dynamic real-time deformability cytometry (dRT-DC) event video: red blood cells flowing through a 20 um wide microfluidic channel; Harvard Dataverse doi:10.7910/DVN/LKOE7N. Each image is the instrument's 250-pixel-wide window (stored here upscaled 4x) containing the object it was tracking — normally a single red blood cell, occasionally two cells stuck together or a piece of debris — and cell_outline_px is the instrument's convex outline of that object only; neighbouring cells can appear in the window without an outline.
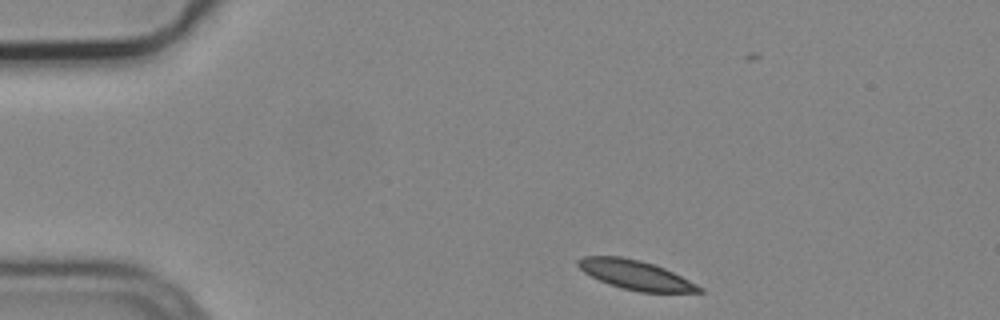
{"species": "common noctule bat (a hibernating species)", "species_latin": "Nyctalus noctula", "temperature_condition": "cold", "stored_images_in_passage": 3, "camera_frame_rate_fps": 3000, "um_per_image_px": 0.085, "animal": {"sex": "male", "body_mass_g": 19.2, "forearm_length_mm": 51.8}, "frame": {"image": 1, "passage_image": 1, "time_ms": 0.0, "image_size_px": [1000, 320], "cell_outline_px": [[704, 292], [640, 292], [608, 284], [584, 272], [576, 264], [576, 260], [584, 256], [620, 256], [640, 260], [664, 268], [704, 288]], "centroid_in_image_um": [54.0, 23.36], "position_along_channel_um": 31.0, "area_um2": 20.4}}
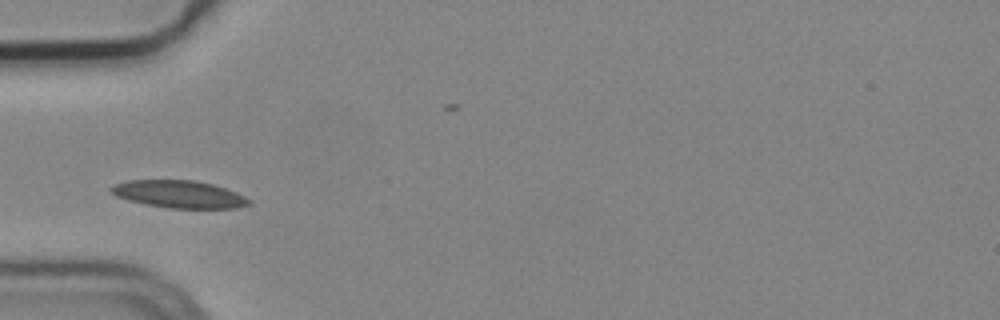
{"frame": {"image": 2, "passage_image": 3, "time_ms": 0.667, "image_size_px": [1000, 320], "cell_outline_px": [[252, 204], [236, 208], [168, 208], [144, 204], [128, 200], [116, 196], [108, 192], [108, 188], [116, 184], [128, 180], [196, 180], [212, 184], [236, 192], [252, 200]], "centroid_in_image_um": [15.21, 16.51], "position_along_channel_um": 69.8, "area_um2": 22.2}}